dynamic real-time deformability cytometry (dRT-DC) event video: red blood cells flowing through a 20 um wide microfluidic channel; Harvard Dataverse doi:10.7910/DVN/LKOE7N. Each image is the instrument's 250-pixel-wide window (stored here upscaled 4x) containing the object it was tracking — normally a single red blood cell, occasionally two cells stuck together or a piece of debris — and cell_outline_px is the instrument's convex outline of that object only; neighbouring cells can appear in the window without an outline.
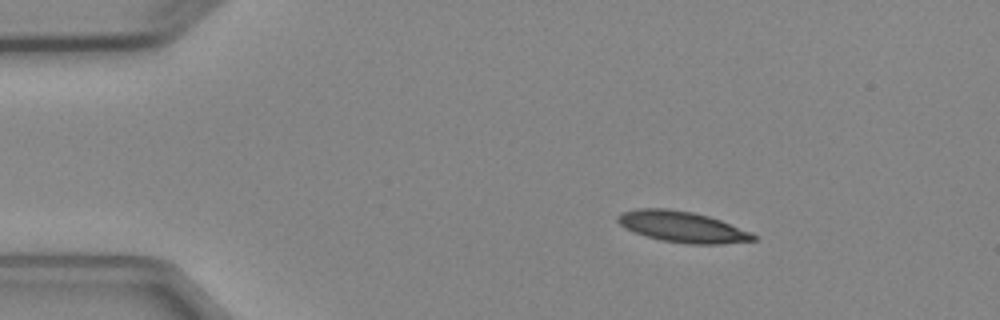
{"species": "Egyptian fruit bat (a non-hibernating species)", "species_latin": "Rousettus aegyptiacus", "temperature_condition": "cold", "stored_images_in_passage": 4, "camera_frame_rate_fps": 3000, "um_per_image_px": 0.085, "animal": {"sex": "female"}, "frame": {"image": 1, "passage_image": 2, "time_ms": 1.333, "image_size_px": [1000, 320], "cell_outline_px": [[756, 240], [720, 244], [688, 244], [660, 240], [636, 232], [620, 224], [616, 220], [616, 216], [624, 212], [636, 208], [668, 208], [692, 212], [708, 216], [720, 220], [748, 232], [756, 236]], "centroid_in_image_um": [57.97, 19.27], "position_along_channel_um": 27.0, "area_um2": 24.04}}
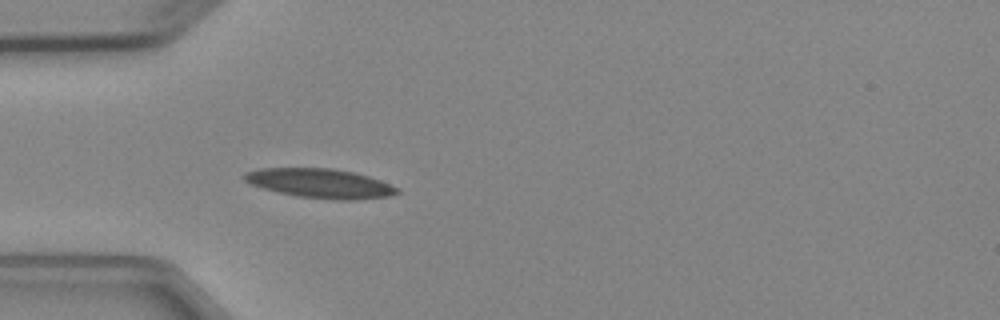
{"frame": {"image": 2, "passage_image": 4, "time_ms": 3.667, "image_size_px": [1000, 320], "cell_outline_px": [[400, 192], [388, 196], [356, 200], [340, 200], [296, 196], [264, 188], [252, 184], [244, 180], [240, 176], [244, 172], [260, 168], [332, 168], [352, 172], [368, 176], [380, 180], [400, 188]], "centroid_in_image_um": [27.21, 15.58], "position_along_channel_um": 57.8, "area_um2": 26.07}}